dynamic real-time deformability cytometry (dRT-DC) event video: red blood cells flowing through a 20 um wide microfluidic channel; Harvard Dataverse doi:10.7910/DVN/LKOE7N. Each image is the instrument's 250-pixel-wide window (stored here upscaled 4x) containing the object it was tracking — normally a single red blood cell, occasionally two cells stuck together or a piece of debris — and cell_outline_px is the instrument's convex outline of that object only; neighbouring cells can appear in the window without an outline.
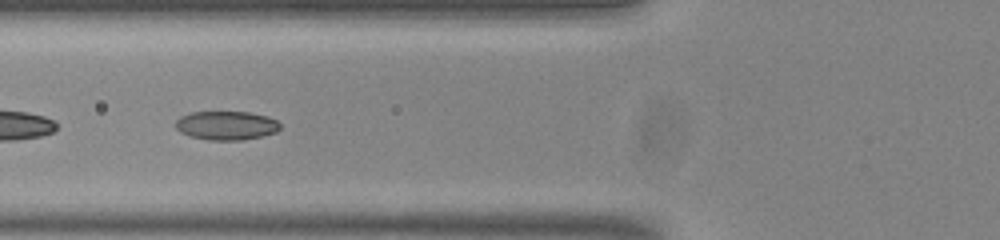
{"species": "common noctule bat (a hibernating species)", "species_latin": "Nyctalus noctula", "temperature_condition": "room temperature", "stored_images_in_passage": 35, "camera_frame_rate_fps": 3000, "um_per_image_px": 0.085, "animal": {"sex": "male", "body_mass_g": 20.0, "forearm_length_mm": 53.3}, "frame": {"image": 1, "passage_image": 6, "time_ms": 1.667, "image_size_px": [1000, 240], "cell_outline_px": [[280, 128], [276, 132], [244, 140], [208, 140], [188, 136], [180, 132], [176, 128], [176, 120], [180, 116], [188, 112], [248, 112], [268, 116], [276, 120], [280, 124]], "centroid_in_image_um": [19.21, 10.66], "position_along_channel_um": 106.6, "area_um2": 17.69}, "authors_computed_cell_mechanics": {"area_um2": 17.3978, "velocity_mm_per_s": 3.8206, "shape_relaxation_time_tau1_ms": 4.57, "shape_relaxation_time_tau2_ms": 1.4172, "deformation_change_tau1": 0.1339, "deformation_change_tau2": 0.0388}}